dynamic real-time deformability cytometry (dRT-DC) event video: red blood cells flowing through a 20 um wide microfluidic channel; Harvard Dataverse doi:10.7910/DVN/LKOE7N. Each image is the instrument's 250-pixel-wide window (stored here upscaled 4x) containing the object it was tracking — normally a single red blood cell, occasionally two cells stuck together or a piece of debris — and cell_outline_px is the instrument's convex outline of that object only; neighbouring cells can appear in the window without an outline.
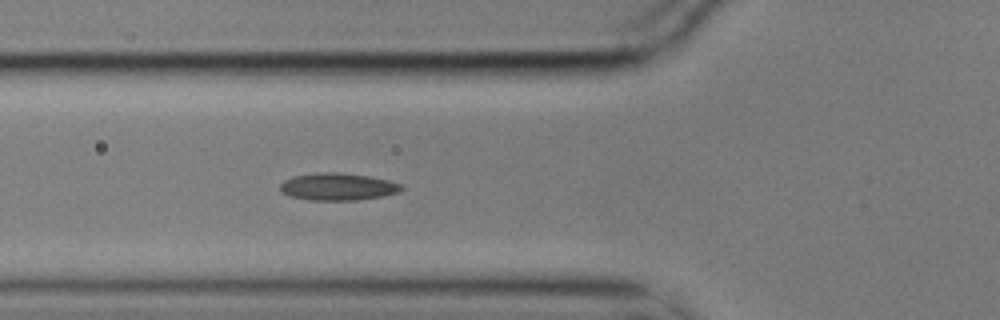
{"species": "common noctule bat (a hibernating species)", "species_latin": "Nyctalus noctula", "temperature_condition": "cold", "stored_images_in_passage": 5, "camera_frame_rate_fps": 3000, "um_per_image_px": 0.085, "animal": {"sex": "male", "body_mass_g": 17.9}, "frame": {"image": 1, "passage_image": 5, "time_ms": 1.333, "image_size_px": [1000, 320], "cell_outline_px": [[404, 188], [400, 192], [380, 196], [356, 200], [308, 200], [292, 196], [284, 192], [280, 188], [280, 184], [284, 180], [292, 176], [316, 172], [336, 172], [368, 176], [388, 180], [400, 184]], "centroid_in_image_um": [28.71, 15.86], "position_along_channel_um": 97.1, "area_um2": 19.13}}